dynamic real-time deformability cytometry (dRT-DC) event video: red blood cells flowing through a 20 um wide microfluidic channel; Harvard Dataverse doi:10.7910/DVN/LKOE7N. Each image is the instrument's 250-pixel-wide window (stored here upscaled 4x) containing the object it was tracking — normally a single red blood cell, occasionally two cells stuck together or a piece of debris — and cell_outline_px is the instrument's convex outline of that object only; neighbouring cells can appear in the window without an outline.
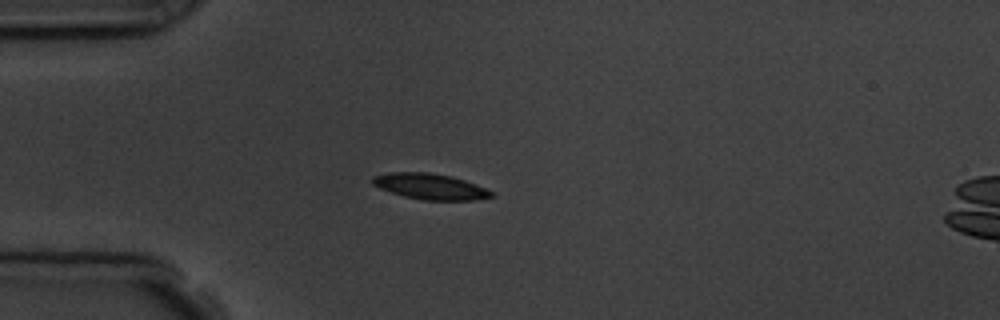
{"species": "common noctule bat (a hibernating species)", "species_latin": "Nyctalus noctula", "temperature_condition": "room temperature", "stored_images_in_passage": 6, "camera_frame_rate_fps": 3000, "um_per_image_px": 0.085, "animal": {"sex": "male", "body_mass_g": 19.5, "forearm_length_mm": 54.6}, "frame": {"image": 1, "passage_image": 2, "time_ms": 1.333, "image_size_px": [1000, 320], "cell_outline_px": [[496, 196], [476, 200], [424, 200], [404, 196], [380, 188], [372, 184], [372, 176], [392, 172], [428, 172], [452, 176], [464, 180], [484, 188], [492, 192]], "centroid_in_image_um": [36.57, 15.85], "position_along_channel_um": 48.4, "area_um2": 17.74}}